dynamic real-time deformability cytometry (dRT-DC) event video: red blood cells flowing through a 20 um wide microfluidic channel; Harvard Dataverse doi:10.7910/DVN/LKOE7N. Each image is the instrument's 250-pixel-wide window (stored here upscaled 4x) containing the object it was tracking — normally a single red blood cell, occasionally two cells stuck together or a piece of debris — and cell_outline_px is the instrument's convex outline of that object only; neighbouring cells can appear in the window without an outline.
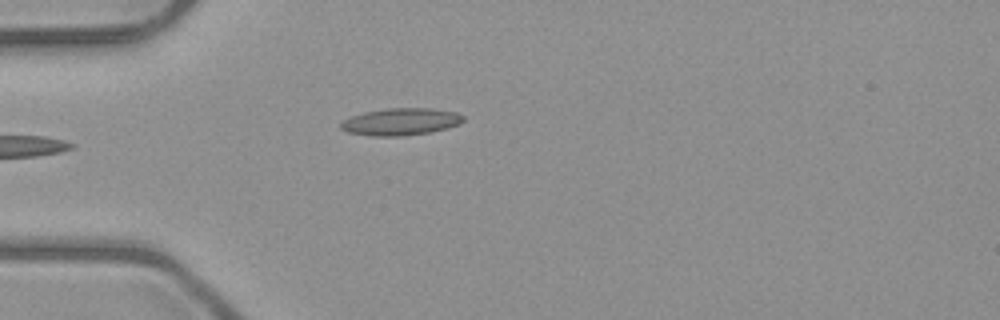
{"species": "common noctule bat (a hibernating species)", "species_latin": "Nyctalus noctula", "temperature_condition": "room temperature", "stored_images_in_passage": 2, "camera_frame_rate_fps": 3000, "um_per_image_px": 0.085, "animal": {"sex": "male", "body_mass_g": 23.1, "forearm_length_mm": 52.7}, "frame": {"image": 1, "passage_image": 1, "time_ms": 0.0, "image_size_px": [1000, 320], "cell_outline_px": [[464, 120], [460, 124], [448, 128], [428, 132], [400, 136], [368, 136], [348, 132], [340, 128], [340, 124], [344, 120], [352, 116], [364, 112], [388, 108], [432, 108], [456, 112], [464, 116]], "centroid_in_image_um": [34.08, 10.34], "position_along_channel_um": 50.9, "area_um2": 19.36}}